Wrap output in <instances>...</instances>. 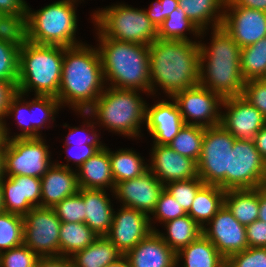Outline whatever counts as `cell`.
I'll return each instance as SVG.
<instances>
[{
  "mask_svg": "<svg viewBox=\"0 0 266 267\" xmlns=\"http://www.w3.org/2000/svg\"><path fill=\"white\" fill-rule=\"evenodd\" d=\"M151 94L159 85L171 98L199 84V41L156 39L149 46Z\"/></svg>",
  "mask_w": 266,
  "mask_h": 267,
  "instance_id": "6da1fadb",
  "label": "cell"
},
{
  "mask_svg": "<svg viewBox=\"0 0 266 267\" xmlns=\"http://www.w3.org/2000/svg\"><path fill=\"white\" fill-rule=\"evenodd\" d=\"M105 83L98 48L83 43L65 47L57 99L80 112H87L104 90Z\"/></svg>",
  "mask_w": 266,
  "mask_h": 267,
  "instance_id": "7a4b0ae2",
  "label": "cell"
},
{
  "mask_svg": "<svg viewBox=\"0 0 266 267\" xmlns=\"http://www.w3.org/2000/svg\"><path fill=\"white\" fill-rule=\"evenodd\" d=\"M212 30L209 48L199 42V85L222 99L242 96L245 81L240 69L241 47L222 26Z\"/></svg>",
  "mask_w": 266,
  "mask_h": 267,
  "instance_id": "3957f363",
  "label": "cell"
},
{
  "mask_svg": "<svg viewBox=\"0 0 266 267\" xmlns=\"http://www.w3.org/2000/svg\"><path fill=\"white\" fill-rule=\"evenodd\" d=\"M97 32L104 80L114 88L151 94L149 46L108 39Z\"/></svg>",
  "mask_w": 266,
  "mask_h": 267,
  "instance_id": "277c9868",
  "label": "cell"
},
{
  "mask_svg": "<svg viewBox=\"0 0 266 267\" xmlns=\"http://www.w3.org/2000/svg\"><path fill=\"white\" fill-rule=\"evenodd\" d=\"M65 47L39 45L22 39L19 50L17 92L57 97ZM30 89V90H29Z\"/></svg>",
  "mask_w": 266,
  "mask_h": 267,
  "instance_id": "5b68a950",
  "label": "cell"
},
{
  "mask_svg": "<svg viewBox=\"0 0 266 267\" xmlns=\"http://www.w3.org/2000/svg\"><path fill=\"white\" fill-rule=\"evenodd\" d=\"M76 0H60L36 12L27 6L25 23L21 26L23 37L39 45L76 46ZM78 42V43H77Z\"/></svg>",
  "mask_w": 266,
  "mask_h": 267,
  "instance_id": "8992f818",
  "label": "cell"
},
{
  "mask_svg": "<svg viewBox=\"0 0 266 267\" xmlns=\"http://www.w3.org/2000/svg\"><path fill=\"white\" fill-rule=\"evenodd\" d=\"M137 90L104 89L94 105L81 115L94 116L102 127L129 137L140 135V125L145 121L146 104Z\"/></svg>",
  "mask_w": 266,
  "mask_h": 267,
  "instance_id": "52a82bcc",
  "label": "cell"
},
{
  "mask_svg": "<svg viewBox=\"0 0 266 267\" xmlns=\"http://www.w3.org/2000/svg\"><path fill=\"white\" fill-rule=\"evenodd\" d=\"M97 29L108 39L150 46L158 38V28L143 9L125 4L93 13Z\"/></svg>",
  "mask_w": 266,
  "mask_h": 267,
  "instance_id": "ba28073f",
  "label": "cell"
},
{
  "mask_svg": "<svg viewBox=\"0 0 266 267\" xmlns=\"http://www.w3.org/2000/svg\"><path fill=\"white\" fill-rule=\"evenodd\" d=\"M235 137L221 124L206 127L200 158L197 162L198 177L210 185L228 190L230 150Z\"/></svg>",
  "mask_w": 266,
  "mask_h": 267,
  "instance_id": "9c48e42d",
  "label": "cell"
},
{
  "mask_svg": "<svg viewBox=\"0 0 266 267\" xmlns=\"http://www.w3.org/2000/svg\"><path fill=\"white\" fill-rule=\"evenodd\" d=\"M48 148L42 137L6 139L4 143L5 176L41 178L53 165L50 162Z\"/></svg>",
  "mask_w": 266,
  "mask_h": 267,
  "instance_id": "30bf717a",
  "label": "cell"
},
{
  "mask_svg": "<svg viewBox=\"0 0 266 267\" xmlns=\"http://www.w3.org/2000/svg\"><path fill=\"white\" fill-rule=\"evenodd\" d=\"M266 180V161L254 140L235 139L230 150L228 189H255Z\"/></svg>",
  "mask_w": 266,
  "mask_h": 267,
  "instance_id": "8fae6325",
  "label": "cell"
},
{
  "mask_svg": "<svg viewBox=\"0 0 266 267\" xmlns=\"http://www.w3.org/2000/svg\"><path fill=\"white\" fill-rule=\"evenodd\" d=\"M23 244L39 257L59 256L61 221L53 208L34 207L23 216Z\"/></svg>",
  "mask_w": 266,
  "mask_h": 267,
  "instance_id": "7c38bea8",
  "label": "cell"
},
{
  "mask_svg": "<svg viewBox=\"0 0 266 267\" xmlns=\"http://www.w3.org/2000/svg\"><path fill=\"white\" fill-rule=\"evenodd\" d=\"M177 103L185 125L213 127L221 123V109L223 99L210 89L196 85L179 91L172 97ZM195 121H189V119ZM199 120V121H198Z\"/></svg>",
  "mask_w": 266,
  "mask_h": 267,
  "instance_id": "4fadbf2b",
  "label": "cell"
},
{
  "mask_svg": "<svg viewBox=\"0 0 266 267\" xmlns=\"http://www.w3.org/2000/svg\"><path fill=\"white\" fill-rule=\"evenodd\" d=\"M116 213L114 211L111 228L106 237L125 255L155 231V227L151 226V217L139 210L122 206Z\"/></svg>",
  "mask_w": 266,
  "mask_h": 267,
  "instance_id": "5bb4252c",
  "label": "cell"
},
{
  "mask_svg": "<svg viewBox=\"0 0 266 267\" xmlns=\"http://www.w3.org/2000/svg\"><path fill=\"white\" fill-rule=\"evenodd\" d=\"M206 225L211 227H204L203 234L225 259L248 248L246 226L240 224L225 205Z\"/></svg>",
  "mask_w": 266,
  "mask_h": 267,
  "instance_id": "9a60e30c",
  "label": "cell"
},
{
  "mask_svg": "<svg viewBox=\"0 0 266 267\" xmlns=\"http://www.w3.org/2000/svg\"><path fill=\"white\" fill-rule=\"evenodd\" d=\"M164 185L150 171L134 179L115 184L113 193L122 201V206L143 212L148 217L153 213Z\"/></svg>",
  "mask_w": 266,
  "mask_h": 267,
  "instance_id": "2e32d148",
  "label": "cell"
},
{
  "mask_svg": "<svg viewBox=\"0 0 266 267\" xmlns=\"http://www.w3.org/2000/svg\"><path fill=\"white\" fill-rule=\"evenodd\" d=\"M222 106L228 111L221 114L220 124L236 139L254 140L266 125L264 115L242 96L223 99Z\"/></svg>",
  "mask_w": 266,
  "mask_h": 267,
  "instance_id": "e0dca14e",
  "label": "cell"
},
{
  "mask_svg": "<svg viewBox=\"0 0 266 267\" xmlns=\"http://www.w3.org/2000/svg\"><path fill=\"white\" fill-rule=\"evenodd\" d=\"M225 9L222 27L241 48L266 37V12L242 6H225Z\"/></svg>",
  "mask_w": 266,
  "mask_h": 267,
  "instance_id": "ac0fdd59",
  "label": "cell"
},
{
  "mask_svg": "<svg viewBox=\"0 0 266 267\" xmlns=\"http://www.w3.org/2000/svg\"><path fill=\"white\" fill-rule=\"evenodd\" d=\"M6 177L1 180L4 212L23 217L32 208L40 207L41 178L33 176Z\"/></svg>",
  "mask_w": 266,
  "mask_h": 267,
  "instance_id": "d6986e66",
  "label": "cell"
},
{
  "mask_svg": "<svg viewBox=\"0 0 266 267\" xmlns=\"http://www.w3.org/2000/svg\"><path fill=\"white\" fill-rule=\"evenodd\" d=\"M153 145L149 170L163 185L198 177L195 160L175 152L169 145Z\"/></svg>",
  "mask_w": 266,
  "mask_h": 267,
  "instance_id": "ffe728a7",
  "label": "cell"
},
{
  "mask_svg": "<svg viewBox=\"0 0 266 267\" xmlns=\"http://www.w3.org/2000/svg\"><path fill=\"white\" fill-rule=\"evenodd\" d=\"M146 105L145 123L154 139V144L168 145L185 125L177 103L161 101Z\"/></svg>",
  "mask_w": 266,
  "mask_h": 267,
  "instance_id": "44dd1931",
  "label": "cell"
},
{
  "mask_svg": "<svg viewBox=\"0 0 266 267\" xmlns=\"http://www.w3.org/2000/svg\"><path fill=\"white\" fill-rule=\"evenodd\" d=\"M78 190L77 173L69 164L53 163L41 177L40 207L53 208L64 198L75 195Z\"/></svg>",
  "mask_w": 266,
  "mask_h": 267,
  "instance_id": "7402d4cb",
  "label": "cell"
},
{
  "mask_svg": "<svg viewBox=\"0 0 266 267\" xmlns=\"http://www.w3.org/2000/svg\"><path fill=\"white\" fill-rule=\"evenodd\" d=\"M125 256L130 267H177L176 252L156 231H152Z\"/></svg>",
  "mask_w": 266,
  "mask_h": 267,
  "instance_id": "603a6c76",
  "label": "cell"
},
{
  "mask_svg": "<svg viewBox=\"0 0 266 267\" xmlns=\"http://www.w3.org/2000/svg\"><path fill=\"white\" fill-rule=\"evenodd\" d=\"M78 193L84 199V223L99 237L110 231L114 209L106 191L79 188Z\"/></svg>",
  "mask_w": 266,
  "mask_h": 267,
  "instance_id": "cb8c5ba5",
  "label": "cell"
},
{
  "mask_svg": "<svg viewBox=\"0 0 266 267\" xmlns=\"http://www.w3.org/2000/svg\"><path fill=\"white\" fill-rule=\"evenodd\" d=\"M78 169L79 188L104 190V187H110L112 191L114 190L109 148L106 146L87 159Z\"/></svg>",
  "mask_w": 266,
  "mask_h": 267,
  "instance_id": "d4e9b609",
  "label": "cell"
},
{
  "mask_svg": "<svg viewBox=\"0 0 266 267\" xmlns=\"http://www.w3.org/2000/svg\"><path fill=\"white\" fill-rule=\"evenodd\" d=\"M22 28L10 26L0 32V80L17 87L19 50L23 39Z\"/></svg>",
  "mask_w": 266,
  "mask_h": 267,
  "instance_id": "484cf974",
  "label": "cell"
},
{
  "mask_svg": "<svg viewBox=\"0 0 266 267\" xmlns=\"http://www.w3.org/2000/svg\"><path fill=\"white\" fill-rule=\"evenodd\" d=\"M224 205L240 224L247 226L258 219L260 188L228 189L225 192Z\"/></svg>",
  "mask_w": 266,
  "mask_h": 267,
  "instance_id": "4316f807",
  "label": "cell"
},
{
  "mask_svg": "<svg viewBox=\"0 0 266 267\" xmlns=\"http://www.w3.org/2000/svg\"><path fill=\"white\" fill-rule=\"evenodd\" d=\"M177 266L182 257L183 267H226V259L204 235L176 253Z\"/></svg>",
  "mask_w": 266,
  "mask_h": 267,
  "instance_id": "83f0119b",
  "label": "cell"
},
{
  "mask_svg": "<svg viewBox=\"0 0 266 267\" xmlns=\"http://www.w3.org/2000/svg\"><path fill=\"white\" fill-rule=\"evenodd\" d=\"M179 6L193 24L204 32L208 23L212 28L222 26L226 0H178ZM222 8V9H220ZM220 9V10H219ZM222 10V11H221ZM221 11V12H220ZM212 21V22H211ZM214 22V23H213Z\"/></svg>",
  "mask_w": 266,
  "mask_h": 267,
  "instance_id": "f1b7e54d",
  "label": "cell"
},
{
  "mask_svg": "<svg viewBox=\"0 0 266 267\" xmlns=\"http://www.w3.org/2000/svg\"><path fill=\"white\" fill-rule=\"evenodd\" d=\"M226 190L218 185L204 184L196 193L194 201L187 213L203 229L224 205Z\"/></svg>",
  "mask_w": 266,
  "mask_h": 267,
  "instance_id": "f546056e",
  "label": "cell"
},
{
  "mask_svg": "<svg viewBox=\"0 0 266 267\" xmlns=\"http://www.w3.org/2000/svg\"><path fill=\"white\" fill-rule=\"evenodd\" d=\"M122 253L106 236H99L91 245L70 256L73 267H106Z\"/></svg>",
  "mask_w": 266,
  "mask_h": 267,
  "instance_id": "4dcf8cb0",
  "label": "cell"
},
{
  "mask_svg": "<svg viewBox=\"0 0 266 267\" xmlns=\"http://www.w3.org/2000/svg\"><path fill=\"white\" fill-rule=\"evenodd\" d=\"M165 224L167 236L155 230L165 243L176 253L188 246L203 234V229L188 214L168 221Z\"/></svg>",
  "mask_w": 266,
  "mask_h": 267,
  "instance_id": "1f68e13d",
  "label": "cell"
},
{
  "mask_svg": "<svg viewBox=\"0 0 266 267\" xmlns=\"http://www.w3.org/2000/svg\"><path fill=\"white\" fill-rule=\"evenodd\" d=\"M98 236L84 223L61 222L59 256L70 257L91 245Z\"/></svg>",
  "mask_w": 266,
  "mask_h": 267,
  "instance_id": "d6a6232c",
  "label": "cell"
},
{
  "mask_svg": "<svg viewBox=\"0 0 266 267\" xmlns=\"http://www.w3.org/2000/svg\"><path fill=\"white\" fill-rule=\"evenodd\" d=\"M109 157L115 184L139 177L149 170L141 156L130 149L122 148L115 153L109 150Z\"/></svg>",
  "mask_w": 266,
  "mask_h": 267,
  "instance_id": "836d02e7",
  "label": "cell"
},
{
  "mask_svg": "<svg viewBox=\"0 0 266 267\" xmlns=\"http://www.w3.org/2000/svg\"><path fill=\"white\" fill-rule=\"evenodd\" d=\"M240 69L244 81L260 80L266 73V37L241 48Z\"/></svg>",
  "mask_w": 266,
  "mask_h": 267,
  "instance_id": "e575fe53",
  "label": "cell"
},
{
  "mask_svg": "<svg viewBox=\"0 0 266 267\" xmlns=\"http://www.w3.org/2000/svg\"><path fill=\"white\" fill-rule=\"evenodd\" d=\"M204 130L205 127L202 126L184 125L168 145L175 152L198 162L202 150Z\"/></svg>",
  "mask_w": 266,
  "mask_h": 267,
  "instance_id": "d590c367",
  "label": "cell"
},
{
  "mask_svg": "<svg viewBox=\"0 0 266 267\" xmlns=\"http://www.w3.org/2000/svg\"><path fill=\"white\" fill-rule=\"evenodd\" d=\"M185 31H192L197 37L202 36L201 31L186 16L183 9L178 6L158 28V39L192 41L185 35Z\"/></svg>",
  "mask_w": 266,
  "mask_h": 267,
  "instance_id": "8d00e7d4",
  "label": "cell"
},
{
  "mask_svg": "<svg viewBox=\"0 0 266 267\" xmlns=\"http://www.w3.org/2000/svg\"><path fill=\"white\" fill-rule=\"evenodd\" d=\"M24 219L9 212L0 213V253L23 244Z\"/></svg>",
  "mask_w": 266,
  "mask_h": 267,
  "instance_id": "74e56055",
  "label": "cell"
},
{
  "mask_svg": "<svg viewBox=\"0 0 266 267\" xmlns=\"http://www.w3.org/2000/svg\"><path fill=\"white\" fill-rule=\"evenodd\" d=\"M23 93L17 92L10 100L9 107L6 113V116L10 114L15 115L17 119V123L23 130L20 134L12 136L11 139L16 138H39L41 137L40 131L37 132L31 125L32 117L30 112V105L29 102H25L22 104L23 101ZM22 100V101H21ZM15 113V114H14ZM28 113L29 117L27 118L26 114ZM40 133V134H39Z\"/></svg>",
  "mask_w": 266,
  "mask_h": 267,
  "instance_id": "f35d334b",
  "label": "cell"
},
{
  "mask_svg": "<svg viewBox=\"0 0 266 267\" xmlns=\"http://www.w3.org/2000/svg\"><path fill=\"white\" fill-rule=\"evenodd\" d=\"M35 96L36 97L33 99V101H29V105L32 117L31 125L38 132L39 129H42L44 124L48 122L47 120H49V122L51 119L53 121L55 120L53 116H55V113H57L59 107H61V104L58 99L53 96ZM36 110L41 114H38ZM38 115H40V117Z\"/></svg>",
  "mask_w": 266,
  "mask_h": 267,
  "instance_id": "ab89813d",
  "label": "cell"
},
{
  "mask_svg": "<svg viewBox=\"0 0 266 267\" xmlns=\"http://www.w3.org/2000/svg\"><path fill=\"white\" fill-rule=\"evenodd\" d=\"M204 184L205 183L199 177H195L190 180L173 181L167 183L164 185V188L179 203V205H181L184 211L188 213L197 191Z\"/></svg>",
  "mask_w": 266,
  "mask_h": 267,
  "instance_id": "60d3db41",
  "label": "cell"
},
{
  "mask_svg": "<svg viewBox=\"0 0 266 267\" xmlns=\"http://www.w3.org/2000/svg\"><path fill=\"white\" fill-rule=\"evenodd\" d=\"M84 199L77 192L75 195L64 198L53 209L61 222H84Z\"/></svg>",
  "mask_w": 266,
  "mask_h": 267,
  "instance_id": "b9f144b4",
  "label": "cell"
},
{
  "mask_svg": "<svg viewBox=\"0 0 266 267\" xmlns=\"http://www.w3.org/2000/svg\"><path fill=\"white\" fill-rule=\"evenodd\" d=\"M39 256L25 244L0 253V267H35Z\"/></svg>",
  "mask_w": 266,
  "mask_h": 267,
  "instance_id": "7bdbcfd3",
  "label": "cell"
},
{
  "mask_svg": "<svg viewBox=\"0 0 266 267\" xmlns=\"http://www.w3.org/2000/svg\"><path fill=\"white\" fill-rule=\"evenodd\" d=\"M187 213L179 205V203L171 196V194L164 188L156 203L155 210L151 215L159 222L166 223L178 217L184 216Z\"/></svg>",
  "mask_w": 266,
  "mask_h": 267,
  "instance_id": "ee69618b",
  "label": "cell"
},
{
  "mask_svg": "<svg viewBox=\"0 0 266 267\" xmlns=\"http://www.w3.org/2000/svg\"><path fill=\"white\" fill-rule=\"evenodd\" d=\"M226 267H266V248L248 247L226 259Z\"/></svg>",
  "mask_w": 266,
  "mask_h": 267,
  "instance_id": "f6af8a7d",
  "label": "cell"
},
{
  "mask_svg": "<svg viewBox=\"0 0 266 267\" xmlns=\"http://www.w3.org/2000/svg\"><path fill=\"white\" fill-rule=\"evenodd\" d=\"M27 6L24 0H0V15L10 26L21 27L26 20Z\"/></svg>",
  "mask_w": 266,
  "mask_h": 267,
  "instance_id": "bcb514c9",
  "label": "cell"
},
{
  "mask_svg": "<svg viewBox=\"0 0 266 267\" xmlns=\"http://www.w3.org/2000/svg\"><path fill=\"white\" fill-rule=\"evenodd\" d=\"M242 97L255 106L266 118V84L261 79L246 81Z\"/></svg>",
  "mask_w": 266,
  "mask_h": 267,
  "instance_id": "7dc6e473",
  "label": "cell"
},
{
  "mask_svg": "<svg viewBox=\"0 0 266 267\" xmlns=\"http://www.w3.org/2000/svg\"><path fill=\"white\" fill-rule=\"evenodd\" d=\"M179 6L178 0H156L150 10H144L150 21L159 28L164 20Z\"/></svg>",
  "mask_w": 266,
  "mask_h": 267,
  "instance_id": "c3c4849f",
  "label": "cell"
},
{
  "mask_svg": "<svg viewBox=\"0 0 266 267\" xmlns=\"http://www.w3.org/2000/svg\"><path fill=\"white\" fill-rule=\"evenodd\" d=\"M17 93V87L11 82L0 80V122L3 123V132L5 139H10L9 129L6 127V113L9 107L11 98Z\"/></svg>",
  "mask_w": 266,
  "mask_h": 267,
  "instance_id": "681fc988",
  "label": "cell"
},
{
  "mask_svg": "<svg viewBox=\"0 0 266 267\" xmlns=\"http://www.w3.org/2000/svg\"><path fill=\"white\" fill-rule=\"evenodd\" d=\"M248 247L266 248V222L257 219L246 226Z\"/></svg>",
  "mask_w": 266,
  "mask_h": 267,
  "instance_id": "f907efd6",
  "label": "cell"
},
{
  "mask_svg": "<svg viewBox=\"0 0 266 267\" xmlns=\"http://www.w3.org/2000/svg\"><path fill=\"white\" fill-rule=\"evenodd\" d=\"M64 146H65L66 152H68V154H70V156L66 155L68 158L67 162H69L70 160H73L74 163H76L77 167L82 165L87 159H89L97 151L101 150L104 147V146H91L88 144L71 145V146L64 145ZM70 148L73 150L70 151L71 150ZM76 148H78V150Z\"/></svg>",
  "mask_w": 266,
  "mask_h": 267,
  "instance_id": "816d5d0a",
  "label": "cell"
},
{
  "mask_svg": "<svg viewBox=\"0 0 266 267\" xmlns=\"http://www.w3.org/2000/svg\"><path fill=\"white\" fill-rule=\"evenodd\" d=\"M88 125H87V127H90V129H92L91 131H90V129L88 130V129H84V128H76V127H74L73 129H71V131H70V133L67 135V139H66V143L64 144V145H68V146H71V145H83V144H88V145H91V146H104V145H102V143L98 140L99 139V137H98V135H97V133L95 132L94 133V125L93 124H91V121H90V123L88 122L87 123ZM81 130V131H80ZM85 131H90V133H89V135L91 134V132H92V134H91V136L89 137V135H86V138H84V139H82L81 138V136H80V138L83 140H77V142H74V141H76L75 139H72V140H74V141H72L71 140V138H73V136L75 135V134H81L82 132H83V134H84V132ZM82 135V134H81ZM88 136V137H87ZM76 138V137H75ZM80 138H77V139H80ZM79 142V143H78Z\"/></svg>",
  "mask_w": 266,
  "mask_h": 267,
  "instance_id": "f5cc1de1",
  "label": "cell"
},
{
  "mask_svg": "<svg viewBox=\"0 0 266 267\" xmlns=\"http://www.w3.org/2000/svg\"><path fill=\"white\" fill-rule=\"evenodd\" d=\"M35 267H73L70 257L48 256L39 257Z\"/></svg>",
  "mask_w": 266,
  "mask_h": 267,
  "instance_id": "db71d44e",
  "label": "cell"
},
{
  "mask_svg": "<svg viewBox=\"0 0 266 267\" xmlns=\"http://www.w3.org/2000/svg\"><path fill=\"white\" fill-rule=\"evenodd\" d=\"M225 6H242L266 12V0H226Z\"/></svg>",
  "mask_w": 266,
  "mask_h": 267,
  "instance_id": "11a10c76",
  "label": "cell"
},
{
  "mask_svg": "<svg viewBox=\"0 0 266 267\" xmlns=\"http://www.w3.org/2000/svg\"><path fill=\"white\" fill-rule=\"evenodd\" d=\"M254 143L256 149L266 161V125L255 135Z\"/></svg>",
  "mask_w": 266,
  "mask_h": 267,
  "instance_id": "9f6ffc18",
  "label": "cell"
},
{
  "mask_svg": "<svg viewBox=\"0 0 266 267\" xmlns=\"http://www.w3.org/2000/svg\"><path fill=\"white\" fill-rule=\"evenodd\" d=\"M258 219L266 222V189L260 187V205Z\"/></svg>",
  "mask_w": 266,
  "mask_h": 267,
  "instance_id": "6f0895ef",
  "label": "cell"
},
{
  "mask_svg": "<svg viewBox=\"0 0 266 267\" xmlns=\"http://www.w3.org/2000/svg\"><path fill=\"white\" fill-rule=\"evenodd\" d=\"M106 267H130V264L128 258L122 255L115 262L109 263Z\"/></svg>",
  "mask_w": 266,
  "mask_h": 267,
  "instance_id": "680465c9",
  "label": "cell"
},
{
  "mask_svg": "<svg viewBox=\"0 0 266 267\" xmlns=\"http://www.w3.org/2000/svg\"><path fill=\"white\" fill-rule=\"evenodd\" d=\"M5 177L4 172V151H0V181Z\"/></svg>",
  "mask_w": 266,
  "mask_h": 267,
  "instance_id": "91938a15",
  "label": "cell"
},
{
  "mask_svg": "<svg viewBox=\"0 0 266 267\" xmlns=\"http://www.w3.org/2000/svg\"><path fill=\"white\" fill-rule=\"evenodd\" d=\"M6 139L3 132V123L0 122V151H4V143Z\"/></svg>",
  "mask_w": 266,
  "mask_h": 267,
  "instance_id": "94428289",
  "label": "cell"
},
{
  "mask_svg": "<svg viewBox=\"0 0 266 267\" xmlns=\"http://www.w3.org/2000/svg\"><path fill=\"white\" fill-rule=\"evenodd\" d=\"M10 27V25L0 15V32Z\"/></svg>",
  "mask_w": 266,
  "mask_h": 267,
  "instance_id": "6125c7cd",
  "label": "cell"
},
{
  "mask_svg": "<svg viewBox=\"0 0 266 267\" xmlns=\"http://www.w3.org/2000/svg\"><path fill=\"white\" fill-rule=\"evenodd\" d=\"M2 212H4V206H3L2 187H1V181H0V213Z\"/></svg>",
  "mask_w": 266,
  "mask_h": 267,
  "instance_id": "be15d7a7",
  "label": "cell"
},
{
  "mask_svg": "<svg viewBox=\"0 0 266 267\" xmlns=\"http://www.w3.org/2000/svg\"><path fill=\"white\" fill-rule=\"evenodd\" d=\"M261 80L266 84V73H265L264 76L261 78Z\"/></svg>",
  "mask_w": 266,
  "mask_h": 267,
  "instance_id": "e7e4bbea",
  "label": "cell"
},
{
  "mask_svg": "<svg viewBox=\"0 0 266 267\" xmlns=\"http://www.w3.org/2000/svg\"><path fill=\"white\" fill-rule=\"evenodd\" d=\"M263 187L266 189V180H265V182H264V184H263Z\"/></svg>",
  "mask_w": 266,
  "mask_h": 267,
  "instance_id": "03108f58",
  "label": "cell"
}]
</instances>
